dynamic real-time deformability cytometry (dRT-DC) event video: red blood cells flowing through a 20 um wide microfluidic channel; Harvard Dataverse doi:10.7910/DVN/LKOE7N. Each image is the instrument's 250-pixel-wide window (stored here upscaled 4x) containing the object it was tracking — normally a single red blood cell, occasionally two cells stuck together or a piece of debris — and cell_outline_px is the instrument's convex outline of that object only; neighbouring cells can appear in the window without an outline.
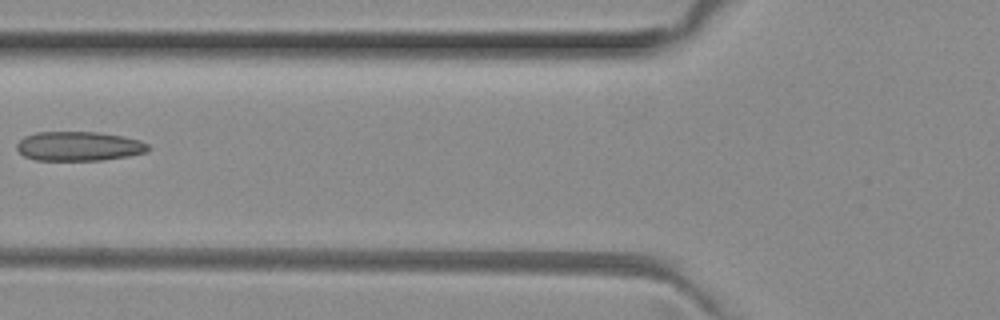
{"species": "common noctule bat (a hibernating species)", "species_latin": "Nyctalus noctula", "temperature_condition": "room temperature", "stored_images_in_passage": 6, "camera_frame_rate_fps": 3000, "um_per_image_px": 0.085, "animal": {"sex": "female", "body_mass_g": 29.2, "forearm_length_mm": 56.3}, "frame": {"image": 1, "passage_image": 5, "time_ms": 1.333, "image_size_px": [1000, 320], "cell_outline_px": [[152, 148], [144, 152], [128, 156], [104, 160], [36, 160], [24, 156], [16, 148], [16, 144], [24, 136], [36, 132], [100, 132], [124, 136], [140, 140], [148, 144]], "centroid_in_image_um": [6.71, 12.42], "position_along_channel_um": 119.1, "area_um2": 22.6}}
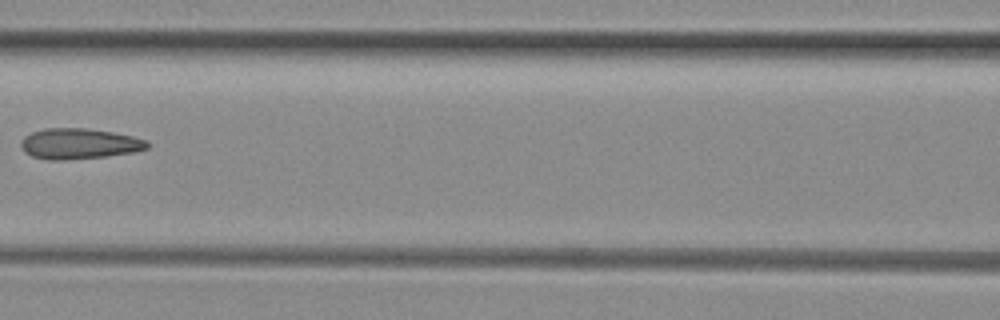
{"frame": {"image": 2, "passage_image": 6, "time_ms": 1.667, "image_size_px": [1000, 320], "cell_outline_px": [[152, 144], [148, 148], [136, 152], [108, 156], [68, 160], [48, 160], [32, 156], [24, 152], [20, 144], [20, 140], [24, 136], [32, 132], [44, 128], [88, 128], [112, 132], [132, 136], [148, 140]], "centroid_in_image_um": [6.75, 12.22], "position_along_channel_um": 159.9, "area_um2": 22.95}}